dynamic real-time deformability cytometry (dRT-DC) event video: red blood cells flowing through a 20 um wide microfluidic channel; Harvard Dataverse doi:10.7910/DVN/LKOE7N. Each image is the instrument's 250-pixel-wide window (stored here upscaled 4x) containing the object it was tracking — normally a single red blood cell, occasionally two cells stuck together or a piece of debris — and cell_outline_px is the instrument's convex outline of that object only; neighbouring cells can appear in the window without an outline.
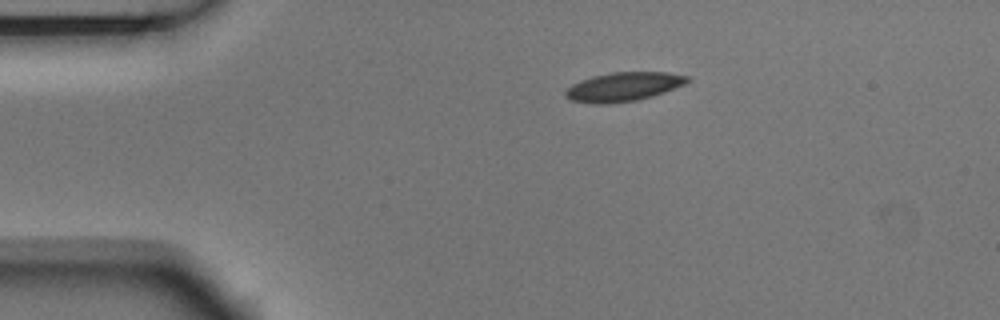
{"species": "Egyptian fruit bat (a non-hibernating species)", "species_latin": "Rousettus aegyptiacus", "temperature_condition": "room temperature", "stored_images_in_passage": 3, "camera_frame_rate_fps": 3000, "um_per_image_px": 0.085, "animal": {"sex": "male"}, "frame": {"image": 1, "passage_image": 1, "time_ms": 0.0, "image_size_px": [1000, 320], "cell_outline_px": [[692, 80], [684, 84], [664, 92], [652, 96], [636, 100], [608, 104], [596, 104], [572, 100], [564, 96], [564, 92], [572, 84], [580, 80], [592, 76], [612, 72], [668, 72], [688, 76]], "centroid_in_image_um": [52.99, 7.37], "position_along_channel_um": 32.0, "area_um2": 20.58}}
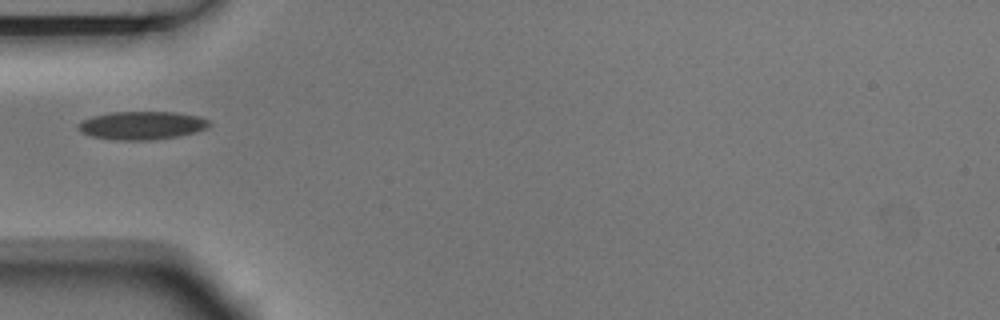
{"frame": {"image": 2, "passage_image": 3, "time_ms": 0.667, "image_size_px": [1000, 320], "cell_outline_px": [[212, 124], [196, 132], [176, 136], [152, 140], [120, 140], [92, 136], [80, 132], [76, 128], [76, 124], [92, 116], [112, 112], [176, 112], [200, 116], [212, 120]], "centroid_in_image_um": [12.07, 10.65], "position_along_channel_um": 72.9, "area_um2": 21.62}}